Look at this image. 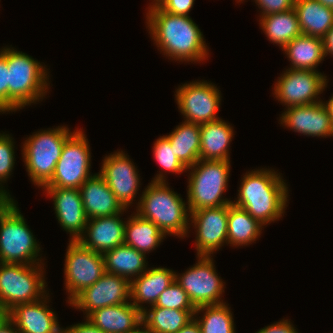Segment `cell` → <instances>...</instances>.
<instances>
[{
	"mask_svg": "<svg viewBox=\"0 0 333 333\" xmlns=\"http://www.w3.org/2000/svg\"><path fill=\"white\" fill-rule=\"evenodd\" d=\"M146 18L154 44L166 57L191 63L208 58L204 36L190 16L173 15L154 6L148 8Z\"/></svg>",
	"mask_w": 333,
	"mask_h": 333,
	"instance_id": "cell-1",
	"label": "cell"
},
{
	"mask_svg": "<svg viewBox=\"0 0 333 333\" xmlns=\"http://www.w3.org/2000/svg\"><path fill=\"white\" fill-rule=\"evenodd\" d=\"M237 200L232 201L262 225L278 221L288 203V187L279 173L270 169H254L243 175Z\"/></svg>",
	"mask_w": 333,
	"mask_h": 333,
	"instance_id": "cell-2",
	"label": "cell"
},
{
	"mask_svg": "<svg viewBox=\"0 0 333 333\" xmlns=\"http://www.w3.org/2000/svg\"><path fill=\"white\" fill-rule=\"evenodd\" d=\"M166 176L159 171L145 188L138 201L136 213L158 226L165 235L183 239L189 232L190 211L180 194L169 188ZM189 226V227H188Z\"/></svg>",
	"mask_w": 333,
	"mask_h": 333,
	"instance_id": "cell-3",
	"label": "cell"
},
{
	"mask_svg": "<svg viewBox=\"0 0 333 333\" xmlns=\"http://www.w3.org/2000/svg\"><path fill=\"white\" fill-rule=\"evenodd\" d=\"M45 66L26 53L7 47L9 113L43 100L50 88Z\"/></svg>",
	"mask_w": 333,
	"mask_h": 333,
	"instance_id": "cell-4",
	"label": "cell"
},
{
	"mask_svg": "<svg viewBox=\"0 0 333 333\" xmlns=\"http://www.w3.org/2000/svg\"><path fill=\"white\" fill-rule=\"evenodd\" d=\"M40 250L15 200H0V263L44 264Z\"/></svg>",
	"mask_w": 333,
	"mask_h": 333,
	"instance_id": "cell-5",
	"label": "cell"
},
{
	"mask_svg": "<svg viewBox=\"0 0 333 333\" xmlns=\"http://www.w3.org/2000/svg\"><path fill=\"white\" fill-rule=\"evenodd\" d=\"M73 133L58 126L37 131L22 143L23 162L33 184L43 188L51 180L63 146Z\"/></svg>",
	"mask_w": 333,
	"mask_h": 333,
	"instance_id": "cell-6",
	"label": "cell"
},
{
	"mask_svg": "<svg viewBox=\"0 0 333 333\" xmlns=\"http://www.w3.org/2000/svg\"><path fill=\"white\" fill-rule=\"evenodd\" d=\"M230 161L199 160L187 169V206L190 213L202 208L229 205L232 200L223 197L230 175Z\"/></svg>",
	"mask_w": 333,
	"mask_h": 333,
	"instance_id": "cell-7",
	"label": "cell"
},
{
	"mask_svg": "<svg viewBox=\"0 0 333 333\" xmlns=\"http://www.w3.org/2000/svg\"><path fill=\"white\" fill-rule=\"evenodd\" d=\"M42 265L0 263V303L11 310L17 304L31 303L46 296Z\"/></svg>",
	"mask_w": 333,
	"mask_h": 333,
	"instance_id": "cell-8",
	"label": "cell"
},
{
	"mask_svg": "<svg viewBox=\"0 0 333 333\" xmlns=\"http://www.w3.org/2000/svg\"><path fill=\"white\" fill-rule=\"evenodd\" d=\"M89 146L83 129H75L63 146L53 177L43 188L79 189L93 175Z\"/></svg>",
	"mask_w": 333,
	"mask_h": 333,
	"instance_id": "cell-9",
	"label": "cell"
},
{
	"mask_svg": "<svg viewBox=\"0 0 333 333\" xmlns=\"http://www.w3.org/2000/svg\"><path fill=\"white\" fill-rule=\"evenodd\" d=\"M194 266L186 272L175 273V280L187 293L195 308L205 305L225 303L221 299L224 283L218 276L212 256H197Z\"/></svg>",
	"mask_w": 333,
	"mask_h": 333,
	"instance_id": "cell-10",
	"label": "cell"
},
{
	"mask_svg": "<svg viewBox=\"0 0 333 333\" xmlns=\"http://www.w3.org/2000/svg\"><path fill=\"white\" fill-rule=\"evenodd\" d=\"M65 288L68 303L83 289L95 284L105 273L103 254L69 240L65 255Z\"/></svg>",
	"mask_w": 333,
	"mask_h": 333,
	"instance_id": "cell-11",
	"label": "cell"
},
{
	"mask_svg": "<svg viewBox=\"0 0 333 333\" xmlns=\"http://www.w3.org/2000/svg\"><path fill=\"white\" fill-rule=\"evenodd\" d=\"M205 80L192 81L179 86L175 98L184 121L205 124L220 119L216 115L221 103V91Z\"/></svg>",
	"mask_w": 333,
	"mask_h": 333,
	"instance_id": "cell-12",
	"label": "cell"
},
{
	"mask_svg": "<svg viewBox=\"0 0 333 333\" xmlns=\"http://www.w3.org/2000/svg\"><path fill=\"white\" fill-rule=\"evenodd\" d=\"M327 76L315 70L287 69L278 77L273 95L291 106L309 105L323 101L318 99L327 87Z\"/></svg>",
	"mask_w": 333,
	"mask_h": 333,
	"instance_id": "cell-13",
	"label": "cell"
},
{
	"mask_svg": "<svg viewBox=\"0 0 333 333\" xmlns=\"http://www.w3.org/2000/svg\"><path fill=\"white\" fill-rule=\"evenodd\" d=\"M228 214L229 205L202 208L190 213V222L196 230L197 256H212L227 244Z\"/></svg>",
	"mask_w": 333,
	"mask_h": 333,
	"instance_id": "cell-14",
	"label": "cell"
},
{
	"mask_svg": "<svg viewBox=\"0 0 333 333\" xmlns=\"http://www.w3.org/2000/svg\"><path fill=\"white\" fill-rule=\"evenodd\" d=\"M129 300L130 281L122 276L105 272L95 284L79 292L69 304L82 310L87 317L95 310L123 304Z\"/></svg>",
	"mask_w": 333,
	"mask_h": 333,
	"instance_id": "cell-15",
	"label": "cell"
},
{
	"mask_svg": "<svg viewBox=\"0 0 333 333\" xmlns=\"http://www.w3.org/2000/svg\"><path fill=\"white\" fill-rule=\"evenodd\" d=\"M125 152L121 150L103 158L100 172L114 193L117 200L127 210L133 204L140 185V176L136 166Z\"/></svg>",
	"mask_w": 333,
	"mask_h": 333,
	"instance_id": "cell-16",
	"label": "cell"
},
{
	"mask_svg": "<svg viewBox=\"0 0 333 333\" xmlns=\"http://www.w3.org/2000/svg\"><path fill=\"white\" fill-rule=\"evenodd\" d=\"M280 116L282 126L312 137L333 136V122L323 101L319 103L291 106Z\"/></svg>",
	"mask_w": 333,
	"mask_h": 333,
	"instance_id": "cell-17",
	"label": "cell"
},
{
	"mask_svg": "<svg viewBox=\"0 0 333 333\" xmlns=\"http://www.w3.org/2000/svg\"><path fill=\"white\" fill-rule=\"evenodd\" d=\"M53 198L54 210L60 226L76 241L84 232L88 218L79 189L42 188Z\"/></svg>",
	"mask_w": 333,
	"mask_h": 333,
	"instance_id": "cell-18",
	"label": "cell"
},
{
	"mask_svg": "<svg viewBox=\"0 0 333 333\" xmlns=\"http://www.w3.org/2000/svg\"><path fill=\"white\" fill-rule=\"evenodd\" d=\"M125 209L116 215L88 219L83 234L77 241L85 248L103 254L124 244L126 221L121 219Z\"/></svg>",
	"mask_w": 333,
	"mask_h": 333,
	"instance_id": "cell-19",
	"label": "cell"
},
{
	"mask_svg": "<svg viewBox=\"0 0 333 333\" xmlns=\"http://www.w3.org/2000/svg\"><path fill=\"white\" fill-rule=\"evenodd\" d=\"M48 297L49 293L38 301L17 304L10 310V320L20 333H62L57 315L47 306Z\"/></svg>",
	"mask_w": 333,
	"mask_h": 333,
	"instance_id": "cell-20",
	"label": "cell"
},
{
	"mask_svg": "<svg viewBox=\"0 0 333 333\" xmlns=\"http://www.w3.org/2000/svg\"><path fill=\"white\" fill-rule=\"evenodd\" d=\"M79 191L88 219L113 216L125 209L99 173L88 178Z\"/></svg>",
	"mask_w": 333,
	"mask_h": 333,
	"instance_id": "cell-21",
	"label": "cell"
},
{
	"mask_svg": "<svg viewBox=\"0 0 333 333\" xmlns=\"http://www.w3.org/2000/svg\"><path fill=\"white\" fill-rule=\"evenodd\" d=\"M175 280V272L165 267L148 268L130 281V301L141 312L142 304L155 305L160 294Z\"/></svg>",
	"mask_w": 333,
	"mask_h": 333,
	"instance_id": "cell-22",
	"label": "cell"
},
{
	"mask_svg": "<svg viewBox=\"0 0 333 333\" xmlns=\"http://www.w3.org/2000/svg\"><path fill=\"white\" fill-rule=\"evenodd\" d=\"M85 318L105 333H132L142 324V312L131 301L100 308Z\"/></svg>",
	"mask_w": 333,
	"mask_h": 333,
	"instance_id": "cell-23",
	"label": "cell"
},
{
	"mask_svg": "<svg viewBox=\"0 0 333 333\" xmlns=\"http://www.w3.org/2000/svg\"><path fill=\"white\" fill-rule=\"evenodd\" d=\"M233 136V127L222 119L201 124L199 160L230 161L229 145Z\"/></svg>",
	"mask_w": 333,
	"mask_h": 333,
	"instance_id": "cell-24",
	"label": "cell"
},
{
	"mask_svg": "<svg viewBox=\"0 0 333 333\" xmlns=\"http://www.w3.org/2000/svg\"><path fill=\"white\" fill-rule=\"evenodd\" d=\"M103 259L105 272L122 276L129 281L144 273L148 266L146 255L126 244L104 252Z\"/></svg>",
	"mask_w": 333,
	"mask_h": 333,
	"instance_id": "cell-25",
	"label": "cell"
},
{
	"mask_svg": "<svg viewBox=\"0 0 333 333\" xmlns=\"http://www.w3.org/2000/svg\"><path fill=\"white\" fill-rule=\"evenodd\" d=\"M281 50L291 61L289 69L317 71V66L325 58L323 40L305 34L297 36Z\"/></svg>",
	"mask_w": 333,
	"mask_h": 333,
	"instance_id": "cell-26",
	"label": "cell"
},
{
	"mask_svg": "<svg viewBox=\"0 0 333 333\" xmlns=\"http://www.w3.org/2000/svg\"><path fill=\"white\" fill-rule=\"evenodd\" d=\"M294 9L302 34L322 39L333 26V9L317 0H295Z\"/></svg>",
	"mask_w": 333,
	"mask_h": 333,
	"instance_id": "cell-27",
	"label": "cell"
},
{
	"mask_svg": "<svg viewBox=\"0 0 333 333\" xmlns=\"http://www.w3.org/2000/svg\"><path fill=\"white\" fill-rule=\"evenodd\" d=\"M166 235L152 221L137 213L128 218L125 224L124 244L146 255L163 242Z\"/></svg>",
	"mask_w": 333,
	"mask_h": 333,
	"instance_id": "cell-28",
	"label": "cell"
},
{
	"mask_svg": "<svg viewBox=\"0 0 333 333\" xmlns=\"http://www.w3.org/2000/svg\"><path fill=\"white\" fill-rule=\"evenodd\" d=\"M175 151V156L188 169L199 161L200 125L183 121L174 130L164 135Z\"/></svg>",
	"mask_w": 333,
	"mask_h": 333,
	"instance_id": "cell-29",
	"label": "cell"
},
{
	"mask_svg": "<svg viewBox=\"0 0 333 333\" xmlns=\"http://www.w3.org/2000/svg\"><path fill=\"white\" fill-rule=\"evenodd\" d=\"M259 24L266 37L281 49L294 38L301 35L295 9L260 17Z\"/></svg>",
	"mask_w": 333,
	"mask_h": 333,
	"instance_id": "cell-30",
	"label": "cell"
},
{
	"mask_svg": "<svg viewBox=\"0 0 333 333\" xmlns=\"http://www.w3.org/2000/svg\"><path fill=\"white\" fill-rule=\"evenodd\" d=\"M195 311L146 307L142 311V325L153 333H176L194 319Z\"/></svg>",
	"mask_w": 333,
	"mask_h": 333,
	"instance_id": "cell-31",
	"label": "cell"
},
{
	"mask_svg": "<svg viewBox=\"0 0 333 333\" xmlns=\"http://www.w3.org/2000/svg\"><path fill=\"white\" fill-rule=\"evenodd\" d=\"M263 227L247 211L229 204L227 245L237 247L252 244L261 235Z\"/></svg>",
	"mask_w": 333,
	"mask_h": 333,
	"instance_id": "cell-32",
	"label": "cell"
},
{
	"mask_svg": "<svg viewBox=\"0 0 333 333\" xmlns=\"http://www.w3.org/2000/svg\"><path fill=\"white\" fill-rule=\"evenodd\" d=\"M200 312L204 315L199 319L196 315ZM232 314L225 302L197 307L194 319L199 324L201 333H236Z\"/></svg>",
	"mask_w": 333,
	"mask_h": 333,
	"instance_id": "cell-33",
	"label": "cell"
},
{
	"mask_svg": "<svg viewBox=\"0 0 333 333\" xmlns=\"http://www.w3.org/2000/svg\"><path fill=\"white\" fill-rule=\"evenodd\" d=\"M10 134L0 133V200L13 199L9 192L3 188L10 177L15 164L14 140Z\"/></svg>",
	"mask_w": 333,
	"mask_h": 333,
	"instance_id": "cell-34",
	"label": "cell"
},
{
	"mask_svg": "<svg viewBox=\"0 0 333 333\" xmlns=\"http://www.w3.org/2000/svg\"><path fill=\"white\" fill-rule=\"evenodd\" d=\"M153 155L155 160L164 169L163 172H172L181 174L187 170V168L180 162L175 156V151L171 148L170 141L163 135L156 139L153 145Z\"/></svg>",
	"mask_w": 333,
	"mask_h": 333,
	"instance_id": "cell-35",
	"label": "cell"
},
{
	"mask_svg": "<svg viewBox=\"0 0 333 333\" xmlns=\"http://www.w3.org/2000/svg\"><path fill=\"white\" fill-rule=\"evenodd\" d=\"M153 306L177 310H196L187 293L176 280L160 294Z\"/></svg>",
	"mask_w": 333,
	"mask_h": 333,
	"instance_id": "cell-36",
	"label": "cell"
},
{
	"mask_svg": "<svg viewBox=\"0 0 333 333\" xmlns=\"http://www.w3.org/2000/svg\"><path fill=\"white\" fill-rule=\"evenodd\" d=\"M7 47L0 49V112H9Z\"/></svg>",
	"mask_w": 333,
	"mask_h": 333,
	"instance_id": "cell-37",
	"label": "cell"
},
{
	"mask_svg": "<svg viewBox=\"0 0 333 333\" xmlns=\"http://www.w3.org/2000/svg\"><path fill=\"white\" fill-rule=\"evenodd\" d=\"M244 0H237L241 3ZM261 10L260 16L275 14L279 12H286L294 8L295 0H254Z\"/></svg>",
	"mask_w": 333,
	"mask_h": 333,
	"instance_id": "cell-38",
	"label": "cell"
},
{
	"mask_svg": "<svg viewBox=\"0 0 333 333\" xmlns=\"http://www.w3.org/2000/svg\"><path fill=\"white\" fill-rule=\"evenodd\" d=\"M194 1L195 0H163L158 6L163 11L173 15L189 16Z\"/></svg>",
	"mask_w": 333,
	"mask_h": 333,
	"instance_id": "cell-39",
	"label": "cell"
},
{
	"mask_svg": "<svg viewBox=\"0 0 333 333\" xmlns=\"http://www.w3.org/2000/svg\"><path fill=\"white\" fill-rule=\"evenodd\" d=\"M294 325L288 319H283L279 322H274L264 328H261L256 333H298Z\"/></svg>",
	"mask_w": 333,
	"mask_h": 333,
	"instance_id": "cell-40",
	"label": "cell"
},
{
	"mask_svg": "<svg viewBox=\"0 0 333 333\" xmlns=\"http://www.w3.org/2000/svg\"><path fill=\"white\" fill-rule=\"evenodd\" d=\"M62 333H105L97 326L93 325L89 320L83 323H77L70 327L62 328Z\"/></svg>",
	"mask_w": 333,
	"mask_h": 333,
	"instance_id": "cell-41",
	"label": "cell"
},
{
	"mask_svg": "<svg viewBox=\"0 0 333 333\" xmlns=\"http://www.w3.org/2000/svg\"><path fill=\"white\" fill-rule=\"evenodd\" d=\"M322 40H323V47H324L325 57L327 55L333 56V26L325 34V36L322 38Z\"/></svg>",
	"mask_w": 333,
	"mask_h": 333,
	"instance_id": "cell-42",
	"label": "cell"
},
{
	"mask_svg": "<svg viewBox=\"0 0 333 333\" xmlns=\"http://www.w3.org/2000/svg\"><path fill=\"white\" fill-rule=\"evenodd\" d=\"M176 333H201V329L196 320L193 319L186 326L179 329Z\"/></svg>",
	"mask_w": 333,
	"mask_h": 333,
	"instance_id": "cell-43",
	"label": "cell"
},
{
	"mask_svg": "<svg viewBox=\"0 0 333 333\" xmlns=\"http://www.w3.org/2000/svg\"><path fill=\"white\" fill-rule=\"evenodd\" d=\"M10 320V310L0 303V328Z\"/></svg>",
	"mask_w": 333,
	"mask_h": 333,
	"instance_id": "cell-44",
	"label": "cell"
},
{
	"mask_svg": "<svg viewBox=\"0 0 333 333\" xmlns=\"http://www.w3.org/2000/svg\"><path fill=\"white\" fill-rule=\"evenodd\" d=\"M0 333H20L15 324L9 320L0 328Z\"/></svg>",
	"mask_w": 333,
	"mask_h": 333,
	"instance_id": "cell-45",
	"label": "cell"
},
{
	"mask_svg": "<svg viewBox=\"0 0 333 333\" xmlns=\"http://www.w3.org/2000/svg\"><path fill=\"white\" fill-rule=\"evenodd\" d=\"M323 104L327 108L328 113L330 114L331 120L333 122V95L328 101H326V103L323 101Z\"/></svg>",
	"mask_w": 333,
	"mask_h": 333,
	"instance_id": "cell-46",
	"label": "cell"
},
{
	"mask_svg": "<svg viewBox=\"0 0 333 333\" xmlns=\"http://www.w3.org/2000/svg\"><path fill=\"white\" fill-rule=\"evenodd\" d=\"M143 326V328H142ZM132 333H153L151 330H149L148 328H146L144 325H140L135 331H133Z\"/></svg>",
	"mask_w": 333,
	"mask_h": 333,
	"instance_id": "cell-47",
	"label": "cell"
},
{
	"mask_svg": "<svg viewBox=\"0 0 333 333\" xmlns=\"http://www.w3.org/2000/svg\"><path fill=\"white\" fill-rule=\"evenodd\" d=\"M323 6L333 9V0H317Z\"/></svg>",
	"mask_w": 333,
	"mask_h": 333,
	"instance_id": "cell-48",
	"label": "cell"
},
{
	"mask_svg": "<svg viewBox=\"0 0 333 333\" xmlns=\"http://www.w3.org/2000/svg\"><path fill=\"white\" fill-rule=\"evenodd\" d=\"M163 0H153L148 8L154 7V6H158Z\"/></svg>",
	"mask_w": 333,
	"mask_h": 333,
	"instance_id": "cell-49",
	"label": "cell"
}]
</instances>
